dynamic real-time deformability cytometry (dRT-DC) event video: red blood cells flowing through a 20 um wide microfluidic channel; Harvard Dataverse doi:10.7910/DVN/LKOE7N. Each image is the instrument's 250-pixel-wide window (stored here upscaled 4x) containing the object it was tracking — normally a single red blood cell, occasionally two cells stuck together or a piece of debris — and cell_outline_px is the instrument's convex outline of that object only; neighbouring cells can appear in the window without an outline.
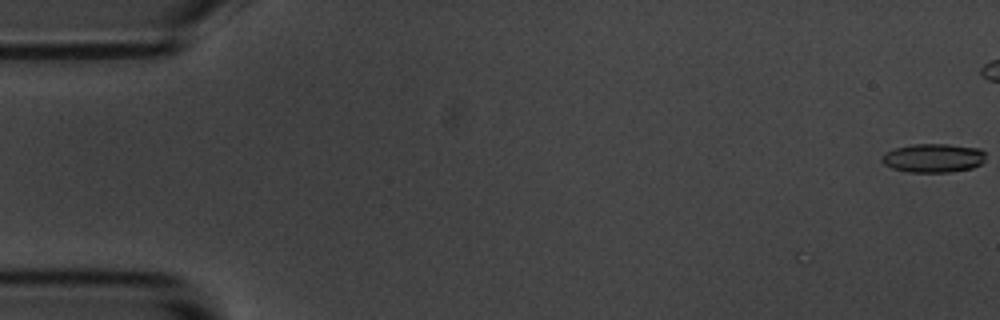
{"species": "common noctule bat (a hibernating species)", "species_latin": "Nyctalus noctula", "temperature_condition": "room temperature", "stored_images_in_passage": 12, "camera_frame_rate_fps": 3000, "um_per_image_px": 0.085, "animal": {"sex": "male", "body_mass_g": 20.1, "forearm_length_mm": 53.5}, "frame": {"image": 1, "passage_image": 1, "time_ms": 0.0, "image_size_px": [1000, 320], "cell_outline_px": [[984, 160], [980, 164], [972, 168], [948, 172], [908, 172], [892, 168], [884, 164], [880, 160], [884, 152], [896, 148], [912, 144], [948, 144], [980, 148], [984, 152]], "centroid_in_image_um": [79.31, 13.43], "position_along_channel_um": 5.7, "area_um2": 17.46}}